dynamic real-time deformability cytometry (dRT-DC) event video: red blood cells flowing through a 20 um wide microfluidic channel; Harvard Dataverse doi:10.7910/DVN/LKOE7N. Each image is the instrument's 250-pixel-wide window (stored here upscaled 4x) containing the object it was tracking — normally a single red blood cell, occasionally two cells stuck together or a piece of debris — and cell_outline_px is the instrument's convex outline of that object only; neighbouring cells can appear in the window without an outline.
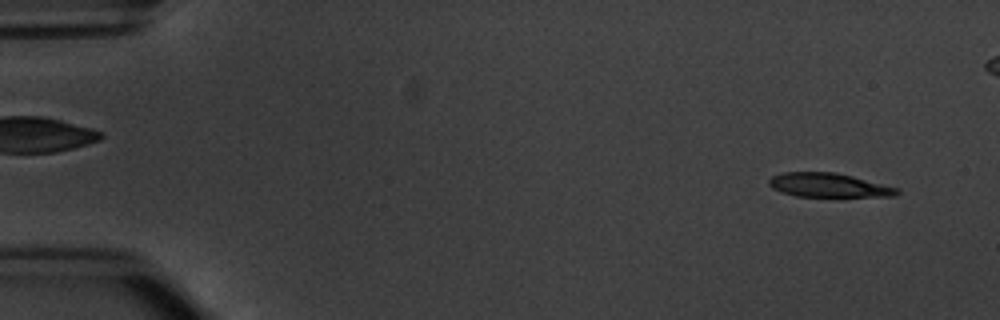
{"species": "common noctule bat (a hibernating species)", "species_latin": "Nyctalus noctula", "temperature_condition": "warm", "stored_images_in_passage": 3, "segment_of_instrument_passage": [2, 2], "camera_frame_rate_fps": 3000, "um_per_image_px": 0.085, "animal": {"sex": "male", "body_mass_g": 20.1, "forearm_length_mm": 53.5}, "frame": {"image": 1, "passage_image": 3, "time_ms": 2.333, "image_size_px": [1000, 320], "cell_outline_px": [[900, 192], [896, 196], [796, 196], [780, 192], [772, 188], [768, 184], [768, 180], [772, 176], [780, 172], [836, 172], [900, 188]], "centroid_in_image_um": [70.41, 15.73], "position_along_channel_um": 14.6, "area_um2": 17.98}}